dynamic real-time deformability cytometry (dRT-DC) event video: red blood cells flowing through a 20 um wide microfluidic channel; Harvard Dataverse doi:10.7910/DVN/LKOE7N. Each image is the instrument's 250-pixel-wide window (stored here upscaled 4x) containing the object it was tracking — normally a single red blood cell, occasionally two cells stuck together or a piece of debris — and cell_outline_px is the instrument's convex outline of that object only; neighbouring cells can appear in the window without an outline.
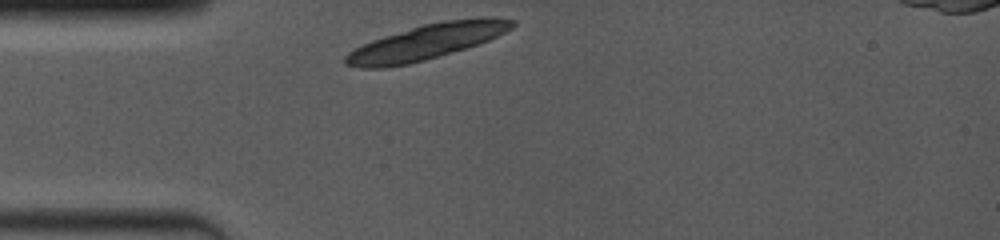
{"species": "common noctule bat (a hibernating species)", "species_latin": "Nyctalus noctula", "temperature_condition": "room temperature", "stored_images_in_passage": 1, "camera_frame_rate_fps": 4000, "um_per_image_px": 0.085, "animal": {"sex": "female", "body_mass_g": 19.0, "forearm_length_mm": 53.3}, "frame": {"image": 1, "passage_image": 1, "time_ms": 0.0, "image_size_px": [1000, 240], "cell_outline_px": [[516, 24], [512, 28], [488, 40], [464, 48], [424, 60], [408, 64], [384, 68], [360, 68], [344, 64], [344, 56], [348, 52], [372, 40], [384, 36], [424, 24], [444, 20], [488, 16], [516, 20]], "centroid_in_image_um": [36.25, 3.55], "position_along_channel_um": 48.7, "area_um2": 33.87}}